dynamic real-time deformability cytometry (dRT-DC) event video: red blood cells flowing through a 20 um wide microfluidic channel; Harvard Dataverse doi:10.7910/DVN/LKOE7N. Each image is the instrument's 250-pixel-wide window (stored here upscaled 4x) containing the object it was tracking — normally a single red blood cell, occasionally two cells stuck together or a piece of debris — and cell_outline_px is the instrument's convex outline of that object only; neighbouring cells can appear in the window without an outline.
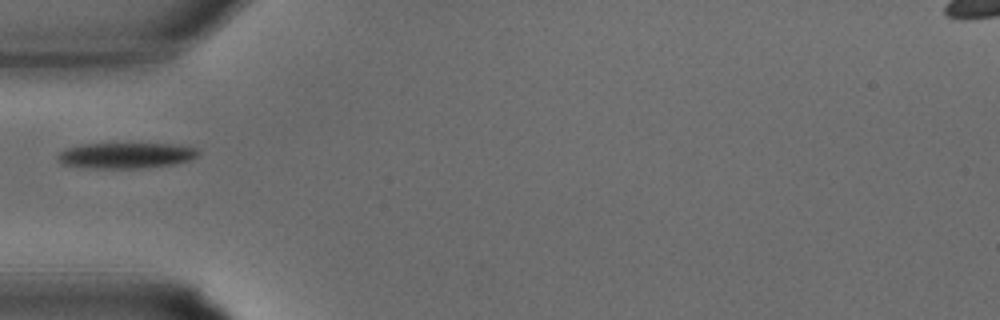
{"species": "common noctule bat (a hibernating species)", "species_latin": "Nyctalus noctula", "temperature_condition": "warm", "stored_images_in_passage": 24, "camera_frame_rate_fps": 3000, "um_per_image_px": 0.085, "animal": {"sex": "male", "body_mass_g": 15.6}, "frame": {"image": 1, "passage_image": 1, "time_ms": 0.0, "image_size_px": [1000, 320], "cell_outline_px": [[200, 152], [196, 156], [188, 160], [176, 164], [140, 168], [92, 168], [60, 164], [56, 160], [56, 156], [60, 152], [68, 148], [84, 144], [172, 144], [196, 148]], "centroid_in_image_um": [10.67, 13.22], "position_along_channel_um": 74.3, "area_um2": 20.92}}
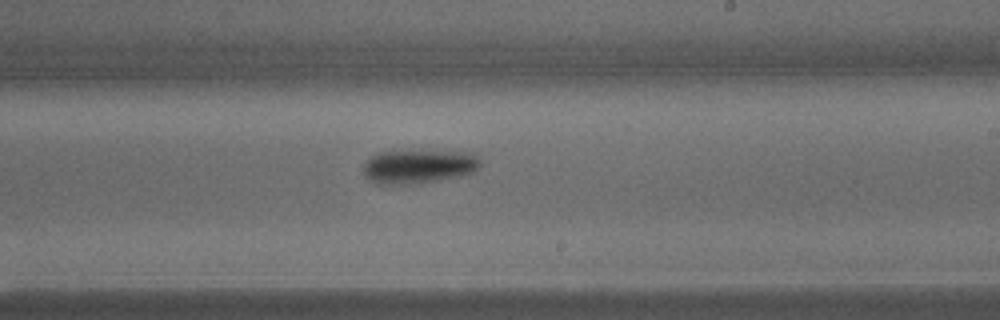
{"frame": {"image": 2, "passage_image": 10, "time_ms": 3.0, "image_size_px": [1000, 320], "cell_outline_px": [[480, 168], [472, 172], [460, 176], [420, 184], [376, 184], [368, 180], [364, 176], [364, 164], [372, 156], [380, 152], [476, 152], [480, 160]], "centroid_in_image_um": [35.61, 14.18], "position_along_channel_um": 253.4, "area_um2": 23.0}}
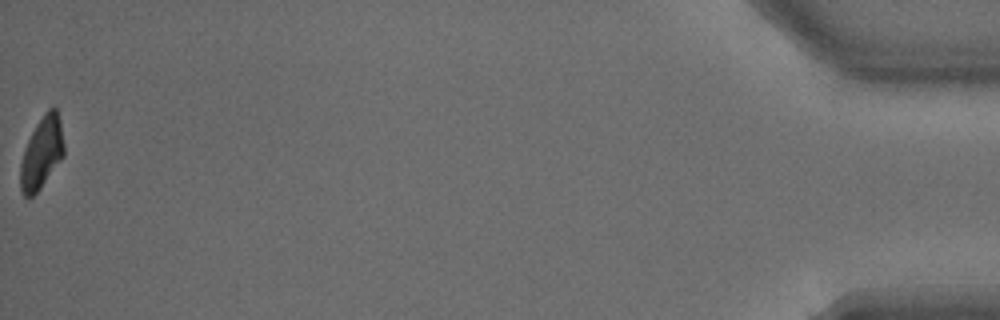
{"frame": {"image": 3, "passage_image": 24, "time_ms": 7.667, "image_size_px": [1000, 320], "cell_outline_px": [[64, 156], [40, 188], [32, 196], [24, 196], [20, 188], [20, 164], [24, 148], [36, 124], [44, 112], [48, 108], [56, 108], [60, 120], [64, 144]], "centroid_in_image_um": [3.54, 12.97], "position_along_channel_um": 431.7, "area_um2": 18.15}}